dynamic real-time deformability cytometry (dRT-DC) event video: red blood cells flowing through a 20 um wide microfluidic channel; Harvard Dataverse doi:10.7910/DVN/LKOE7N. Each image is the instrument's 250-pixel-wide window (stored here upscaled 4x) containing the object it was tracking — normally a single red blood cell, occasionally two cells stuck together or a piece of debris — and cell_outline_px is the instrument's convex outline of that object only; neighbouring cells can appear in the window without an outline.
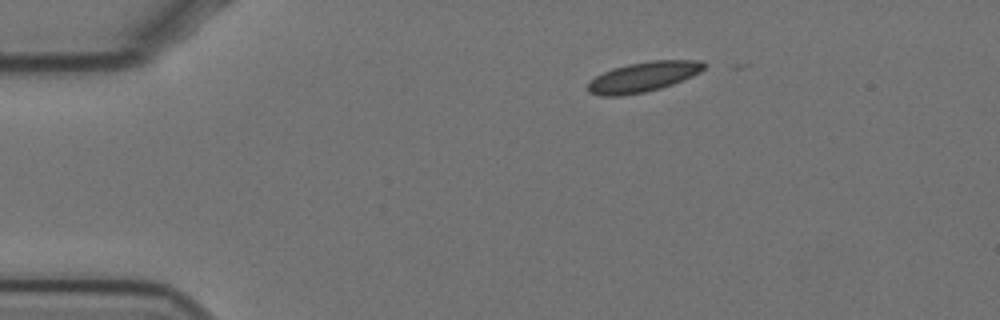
{"species": "Egyptian fruit bat (a non-hibernating species)", "species_latin": "Rousettus aegyptiacus", "temperature_condition": "cold", "stored_images_in_passage": 3, "camera_frame_rate_fps": 3000, "um_per_image_px": 0.085, "animal": {"sex": "female"}, "frame": {"image": 1, "passage_image": 1, "time_ms": 0.0, "image_size_px": [1000, 320], "cell_outline_px": [[708, 64], [700, 72], [692, 76], [672, 84], [660, 88], [644, 92], [624, 96], [600, 96], [588, 92], [588, 80], [612, 68], [628, 64], [652, 60], [700, 60]], "centroid_in_image_um": [54.66, 6.53], "position_along_channel_um": 30.3, "area_um2": 20.4}}